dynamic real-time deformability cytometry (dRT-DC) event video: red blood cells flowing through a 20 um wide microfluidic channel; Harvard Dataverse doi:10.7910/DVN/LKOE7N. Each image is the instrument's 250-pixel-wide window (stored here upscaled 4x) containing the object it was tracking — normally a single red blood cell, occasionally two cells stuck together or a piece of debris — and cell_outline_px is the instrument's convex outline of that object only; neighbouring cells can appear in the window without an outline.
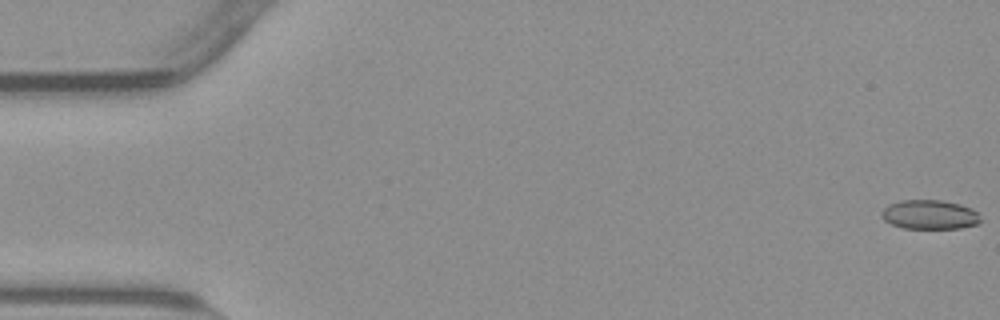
{"species": "common noctule bat (a hibernating species)", "species_latin": "Nyctalus noctula", "temperature_condition": "warm", "stored_images_in_passage": 55, "camera_frame_rate_fps": 3000, "um_per_image_px": 0.085, "animal": {"sex": "male", "body_mass_g": 23.1, "forearm_length_mm": 52.7}, "frame": {"image": 1, "passage_image": 1, "time_ms": 0.0, "image_size_px": [1000, 320], "cell_outline_px": [[980, 224], [960, 228], [904, 228], [892, 224], [884, 220], [880, 216], [880, 212], [888, 204], [900, 200], [940, 200], [960, 204], [972, 208], [976, 212], [980, 220]], "centroid_in_image_um": [79.0, 18.24], "position_along_channel_um": 6.0, "area_um2": 16.94}}
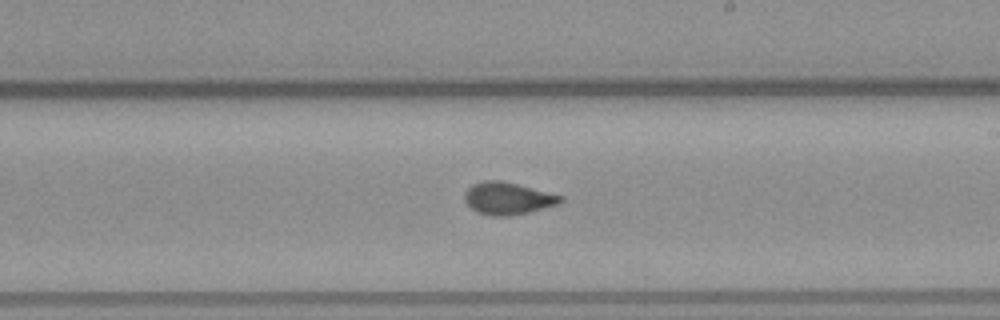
{"frame": {"image": 2, "passage_image": 32, "time_ms": 10.333, "image_size_px": [1000, 320], "cell_outline_px": [[564, 200], [560, 204], [528, 212], [504, 216], [492, 216], [476, 212], [464, 200], [464, 192], [472, 184], [484, 180], [500, 180], [564, 196]], "centroid_in_image_um": [43.16, 16.86], "position_along_channel_um": 245.8, "area_um2": 17.98}}
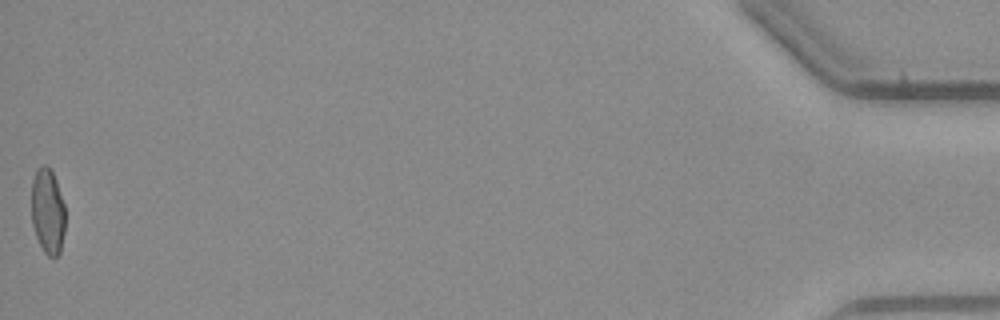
{"frame": {"image": 3, "passage_image": 55, "time_ms": 18.0, "image_size_px": [1000, 320], "cell_outline_px": [[64, 232], [60, 252], [56, 256], [48, 256], [44, 252], [36, 236], [32, 224], [32, 180], [36, 168], [44, 164], [52, 172], [56, 180], [64, 204]], "centroid_in_image_um": [4.04, 17.95], "position_along_channel_um": 431.2, "area_um2": 16.7}, "authors_computed_cell_mechanics": {"area_um2": 17.8602, "velocity_mm_per_s": 3.8256, "shape_relaxation_time_tau1_ms": null, "shape_relaxation_time_tau2_ms": 1.1618, "deformation_change_tau1": null, "deformation_change_tau2": 0.0396}}